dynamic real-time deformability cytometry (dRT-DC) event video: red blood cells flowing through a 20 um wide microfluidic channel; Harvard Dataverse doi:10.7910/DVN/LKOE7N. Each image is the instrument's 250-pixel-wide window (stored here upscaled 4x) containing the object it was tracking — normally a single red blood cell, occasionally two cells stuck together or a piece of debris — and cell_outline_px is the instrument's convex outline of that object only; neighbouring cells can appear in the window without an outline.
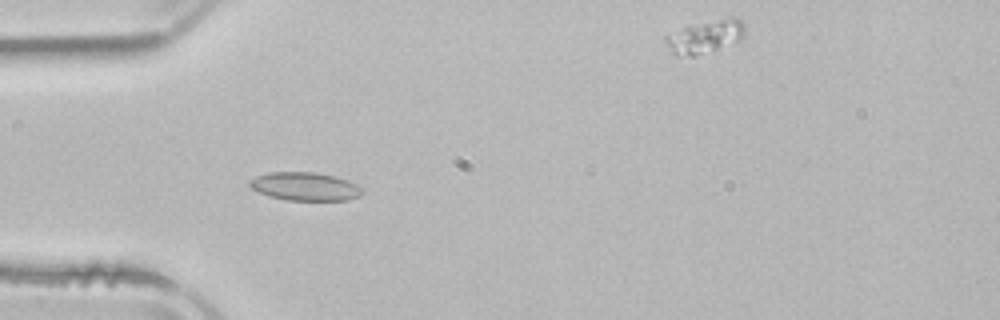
{"species": "common noctule bat (a hibernating species)", "species_latin": "Nyctalus noctula", "temperature_condition": "room temperature", "stored_images_in_passage": 53, "camera_frame_rate_fps": 3000, "um_per_image_px": 0.085, "animal": {"sex": "male", "body_mass_g": 21.5, "forearm_length_mm": 52.0}, "frame": {"image": 1, "passage_image": 15, "time_ms": 4.667, "image_size_px": [1000, 320], "cell_outline_px": [[364, 192], [360, 196], [348, 200], [288, 200], [268, 196], [252, 188], [248, 184], [248, 180], [256, 176], [268, 172], [316, 172], [336, 176], [348, 180], [356, 184]], "centroid_in_image_um": [25.92, 15.84], "position_along_channel_um": 59.1, "area_um2": 18.67}}
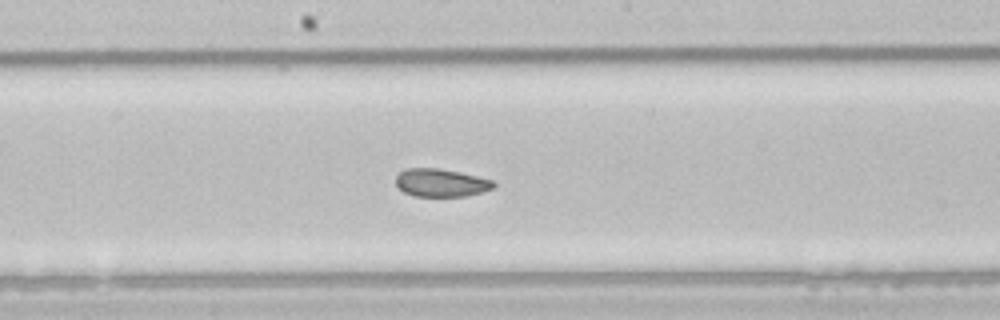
{"frame": {"image": 2, "passage_image": 27, "time_ms": 8.667, "image_size_px": [1000, 320], "cell_outline_px": [[496, 188], [468, 196], [412, 196], [404, 192], [396, 184], [396, 176], [400, 172], [408, 168], [440, 168], [460, 172], [492, 180], [496, 184]], "centroid_in_image_um": [37.51, 15.54], "position_along_channel_um": 210.7, "area_um2": 16.01}}
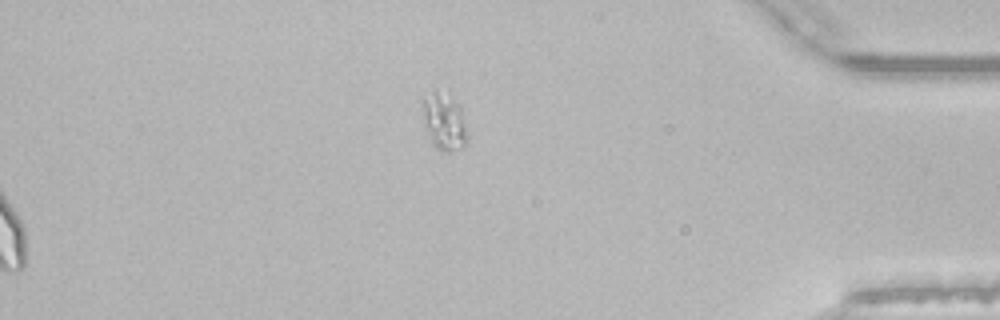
{"frame": {"image": 3, "passage_image": 53, "time_ms": 17.333, "image_size_px": [1000, 320], "cell_outline_px": [[468, 140], [464, 144], [448, 152], [436, 148], [432, 144], [424, 124], [424, 100], [436, 88], [448, 88], [460, 104], [468, 132]], "centroid_in_image_um": [37.8, 10.23], "position_along_channel_um": 397.4, "area_um2": 15.26}, "authors_computed_cell_mechanics": {"area_um2": 18.3804, "velocity_mm_per_s": 3.8651, "shape_relaxation_time_tau1_ms": null, "shape_relaxation_time_tau2_ms": 2.1481, "deformation_change_tau1": null, "deformation_change_tau2": 0.0577}}